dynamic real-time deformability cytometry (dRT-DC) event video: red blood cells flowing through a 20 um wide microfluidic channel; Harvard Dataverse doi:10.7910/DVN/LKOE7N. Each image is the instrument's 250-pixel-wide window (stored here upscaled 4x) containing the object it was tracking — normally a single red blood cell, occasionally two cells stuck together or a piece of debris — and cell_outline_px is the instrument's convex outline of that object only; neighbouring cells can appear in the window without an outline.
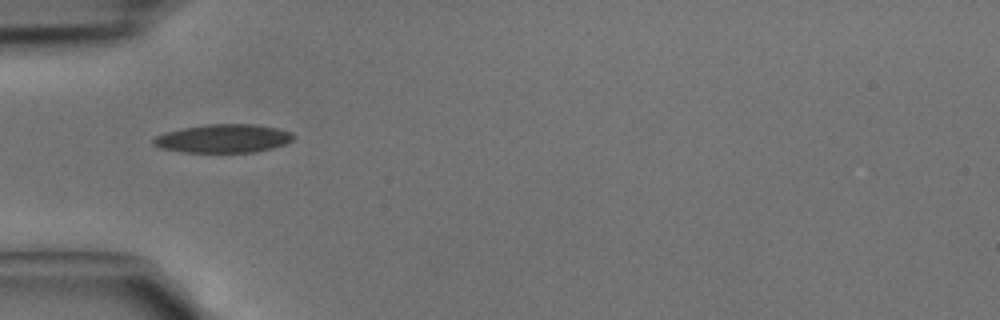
{"species": "common noctule bat (a hibernating species)", "species_latin": "Nyctalus noctula", "temperature_condition": "cold", "stored_images_in_passage": 18, "camera_frame_rate_fps": 3000, "um_per_image_px": 0.085, "animal": {"sex": "male", "body_mass_g": 15.6}, "frame": {"image": 1, "passage_image": 1, "time_ms": 0.0, "image_size_px": [1000, 320], "cell_outline_px": [[296, 136], [292, 140], [284, 144], [272, 148], [256, 152], [184, 152], [160, 148], [152, 144], [152, 140], [156, 136], [164, 132], [184, 128], [208, 124], [256, 124], [276, 128], [292, 132]], "centroid_in_image_um": [18.98, 11.77], "position_along_channel_um": 66.0, "area_um2": 23.24}}
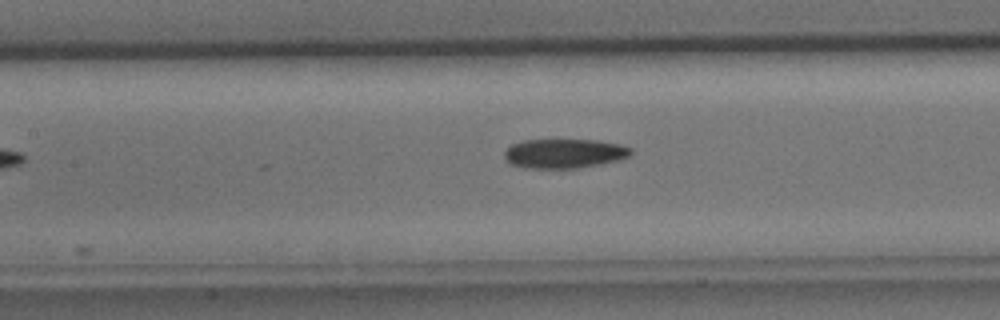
{"frame": {"image": 2, "passage_image": 7, "time_ms": 2.0, "image_size_px": [1000, 320], "cell_outline_px": [[632, 152], [628, 156], [620, 160], [600, 164], [576, 168], [524, 168], [508, 164], [504, 156], [504, 152], [512, 144], [520, 140], [596, 140], [620, 144], [632, 148]], "centroid_in_image_um": [47.94, 13.05], "position_along_channel_um": 159.5, "area_um2": 21.79}}
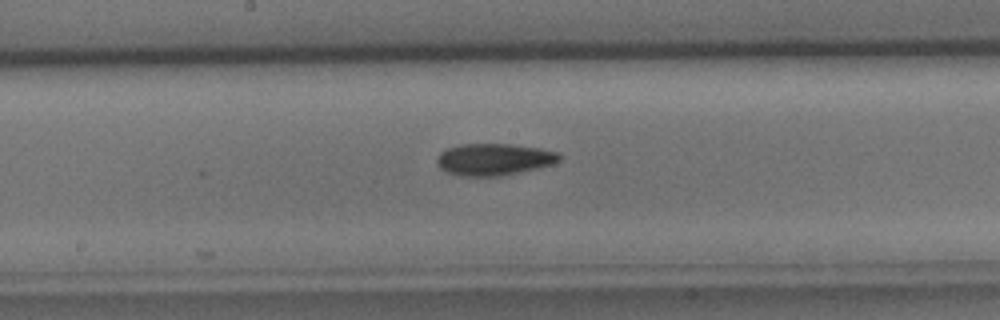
{"frame": {"image": 3, "passage_image": 10, "time_ms": 3.0, "image_size_px": [1000, 320], "cell_outline_px": [[560, 160], [552, 164], [536, 168], [500, 176], [460, 176], [448, 172], [440, 168], [436, 160], [440, 152], [448, 148], [460, 144], [512, 144], [540, 148], [560, 152]], "centroid_in_image_um": [41.99, 13.54], "position_along_channel_um": 206.2, "area_um2": 22.66}}